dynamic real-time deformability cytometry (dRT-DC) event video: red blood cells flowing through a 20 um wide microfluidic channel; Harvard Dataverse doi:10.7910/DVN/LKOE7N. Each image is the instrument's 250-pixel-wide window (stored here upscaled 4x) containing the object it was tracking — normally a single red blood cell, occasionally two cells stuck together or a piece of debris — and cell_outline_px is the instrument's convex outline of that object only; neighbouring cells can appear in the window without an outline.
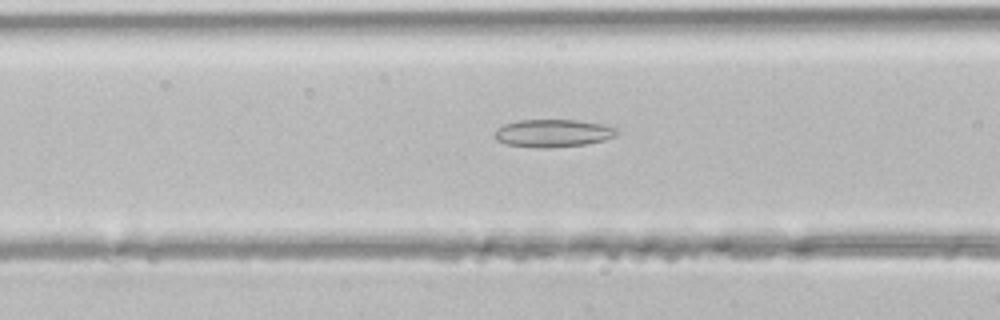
{"species": "common noctule bat (a hibernating species)", "species_latin": "Nyctalus noctula", "temperature_condition": "room temperature", "stored_images_in_passage": 28, "camera_frame_rate_fps": 3000, "um_per_image_px": 0.085, "animal": {"sex": "male", "body_mass_g": 21.5, "forearm_length_mm": 52.0}, "frame": {"image": 1, "passage_image": 7, "time_ms": 2.0, "image_size_px": [1000, 320], "cell_outline_px": [[616, 136], [604, 140], [584, 144], [548, 148], [536, 148], [504, 144], [496, 140], [496, 132], [504, 124], [516, 120], [576, 120], [600, 124], [616, 128]], "centroid_in_image_um": [46.98, 11.33], "position_along_channel_um": 119.6, "area_um2": 19.54}}
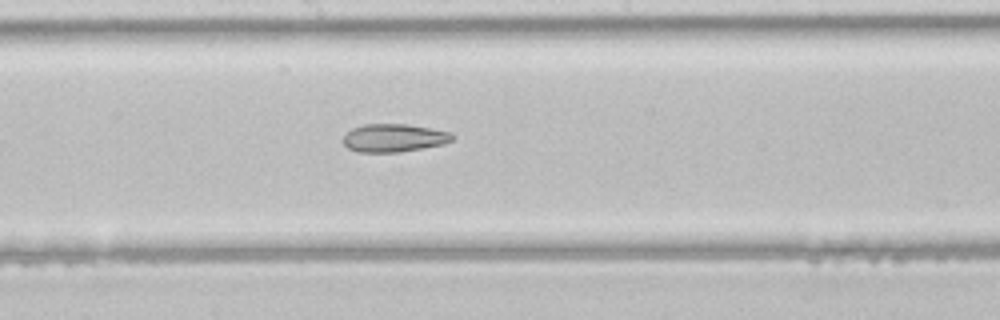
{"frame": {"image": 2, "passage_image": 13, "time_ms": 4.0, "image_size_px": [1000, 320], "cell_outline_px": [[456, 136], [452, 140], [444, 144], [400, 152], [360, 152], [348, 148], [344, 144], [344, 136], [352, 128], [364, 124], [408, 124], [452, 132]], "centroid_in_image_um": [33.52, 11.72], "position_along_channel_um": 214.7, "area_um2": 17.86}}
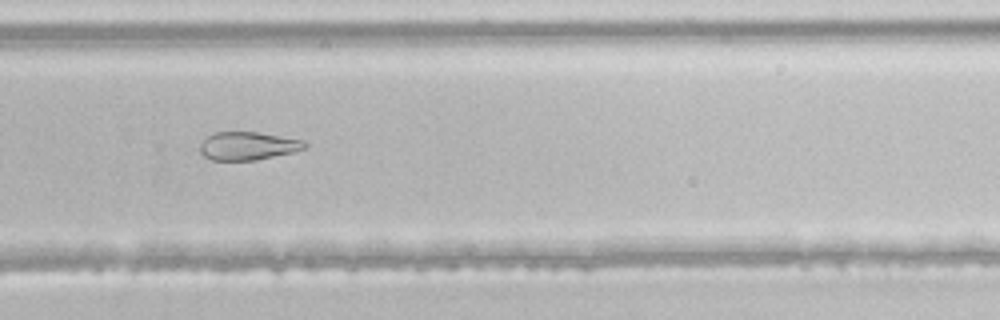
{"frame": {"image": 3, "passage_image": 19, "time_ms": 6.0, "image_size_px": [1000, 320], "cell_outline_px": [[308, 144], [304, 148], [292, 152], [256, 160], [212, 160], [204, 156], [200, 152], [200, 144], [208, 136], [216, 132], [256, 132], [308, 140]], "centroid_in_image_um": [21.1, 12.4], "position_along_channel_um": 308.7, "area_um2": 17.17}}